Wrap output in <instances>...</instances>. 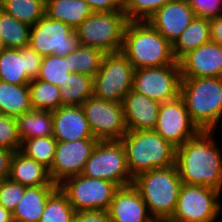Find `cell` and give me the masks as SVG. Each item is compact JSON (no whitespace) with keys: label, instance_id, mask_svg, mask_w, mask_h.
Returning <instances> with one entry per match:
<instances>
[{"label":"cell","instance_id":"obj_25","mask_svg":"<svg viewBox=\"0 0 222 222\" xmlns=\"http://www.w3.org/2000/svg\"><path fill=\"white\" fill-rule=\"evenodd\" d=\"M210 41V18L196 16L172 44L173 55L179 61L188 52Z\"/></svg>","mask_w":222,"mask_h":222},{"label":"cell","instance_id":"obj_42","mask_svg":"<svg viewBox=\"0 0 222 222\" xmlns=\"http://www.w3.org/2000/svg\"><path fill=\"white\" fill-rule=\"evenodd\" d=\"M14 151L0 148V181L8 179Z\"/></svg>","mask_w":222,"mask_h":222},{"label":"cell","instance_id":"obj_22","mask_svg":"<svg viewBox=\"0 0 222 222\" xmlns=\"http://www.w3.org/2000/svg\"><path fill=\"white\" fill-rule=\"evenodd\" d=\"M8 178L26 187L56 185L50 178L48 168L26 156L20 150L13 153Z\"/></svg>","mask_w":222,"mask_h":222},{"label":"cell","instance_id":"obj_5","mask_svg":"<svg viewBox=\"0 0 222 222\" xmlns=\"http://www.w3.org/2000/svg\"><path fill=\"white\" fill-rule=\"evenodd\" d=\"M120 140L133 178L155 168L175 165V147L154 130L127 131Z\"/></svg>","mask_w":222,"mask_h":222},{"label":"cell","instance_id":"obj_21","mask_svg":"<svg viewBox=\"0 0 222 222\" xmlns=\"http://www.w3.org/2000/svg\"><path fill=\"white\" fill-rule=\"evenodd\" d=\"M53 137L58 142L93 138L81 106H61L52 111Z\"/></svg>","mask_w":222,"mask_h":222},{"label":"cell","instance_id":"obj_32","mask_svg":"<svg viewBox=\"0 0 222 222\" xmlns=\"http://www.w3.org/2000/svg\"><path fill=\"white\" fill-rule=\"evenodd\" d=\"M30 101L33 110L55 111L61 107L60 88L39 79L29 83Z\"/></svg>","mask_w":222,"mask_h":222},{"label":"cell","instance_id":"obj_9","mask_svg":"<svg viewBox=\"0 0 222 222\" xmlns=\"http://www.w3.org/2000/svg\"><path fill=\"white\" fill-rule=\"evenodd\" d=\"M221 196L216 189L183 183L171 218L179 222H217L222 214Z\"/></svg>","mask_w":222,"mask_h":222},{"label":"cell","instance_id":"obj_36","mask_svg":"<svg viewBox=\"0 0 222 222\" xmlns=\"http://www.w3.org/2000/svg\"><path fill=\"white\" fill-rule=\"evenodd\" d=\"M172 0H124L128 21H147L158 9Z\"/></svg>","mask_w":222,"mask_h":222},{"label":"cell","instance_id":"obj_23","mask_svg":"<svg viewBox=\"0 0 222 222\" xmlns=\"http://www.w3.org/2000/svg\"><path fill=\"white\" fill-rule=\"evenodd\" d=\"M58 185L29 186L12 212L14 222H39L48 198Z\"/></svg>","mask_w":222,"mask_h":222},{"label":"cell","instance_id":"obj_8","mask_svg":"<svg viewBox=\"0 0 222 222\" xmlns=\"http://www.w3.org/2000/svg\"><path fill=\"white\" fill-rule=\"evenodd\" d=\"M82 175L99 178L117 184L119 187L133 184L121 140L99 141L87 160Z\"/></svg>","mask_w":222,"mask_h":222},{"label":"cell","instance_id":"obj_19","mask_svg":"<svg viewBox=\"0 0 222 222\" xmlns=\"http://www.w3.org/2000/svg\"><path fill=\"white\" fill-rule=\"evenodd\" d=\"M108 213L111 222H155L140 192L133 184L116 190Z\"/></svg>","mask_w":222,"mask_h":222},{"label":"cell","instance_id":"obj_14","mask_svg":"<svg viewBox=\"0 0 222 222\" xmlns=\"http://www.w3.org/2000/svg\"><path fill=\"white\" fill-rule=\"evenodd\" d=\"M153 130L175 148L180 147L200 132L191 120L185 103L180 96L161 103Z\"/></svg>","mask_w":222,"mask_h":222},{"label":"cell","instance_id":"obj_26","mask_svg":"<svg viewBox=\"0 0 222 222\" xmlns=\"http://www.w3.org/2000/svg\"><path fill=\"white\" fill-rule=\"evenodd\" d=\"M31 110L29 84L14 85L0 80V114L17 118Z\"/></svg>","mask_w":222,"mask_h":222},{"label":"cell","instance_id":"obj_12","mask_svg":"<svg viewBox=\"0 0 222 222\" xmlns=\"http://www.w3.org/2000/svg\"><path fill=\"white\" fill-rule=\"evenodd\" d=\"M181 81L179 64L138 68L134 71L132 90L163 103L180 96Z\"/></svg>","mask_w":222,"mask_h":222},{"label":"cell","instance_id":"obj_46","mask_svg":"<svg viewBox=\"0 0 222 222\" xmlns=\"http://www.w3.org/2000/svg\"><path fill=\"white\" fill-rule=\"evenodd\" d=\"M4 49H5V46H4L1 36H0V52L3 51Z\"/></svg>","mask_w":222,"mask_h":222},{"label":"cell","instance_id":"obj_28","mask_svg":"<svg viewBox=\"0 0 222 222\" xmlns=\"http://www.w3.org/2000/svg\"><path fill=\"white\" fill-rule=\"evenodd\" d=\"M61 106H81L93 96V77L80 73H70L60 88Z\"/></svg>","mask_w":222,"mask_h":222},{"label":"cell","instance_id":"obj_1","mask_svg":"<svg viewBox=\"0 0 222 222\" xmlns=\"http://www.w3.org/2000/svg\"><path fill=\"white\" fill-rule=\"evenodd\" d=\"M215 131H200L175 148V166L182 183L206 186L222 193V150Z\"/></svg>","mask_w":222,"mask_h":222},{"label":"cell","instance_id":"obj_16","mask_svg":"<svg viewBox=\"0 0 222 222\" xmlns=\"http://www.w3.org/2000/svg\"><path fill=\"white\" fill-rule=\"evenodd\" d=\"M43 56L30 46L5 48L0 52V80L14 85L29 84L40 72Z\"/></svg>","mask_w":222,"mask_h":222},{"label":"cell","instance_id":"obj_13","mask_svg":"<svg viewBox=\"0 0 222 222\" xmlns=\"http://www.w3.org/2000/svg\"><path fill=\"white\" fill-rule=\"evenodd\" d=\"M93 137L99 141L120 140L127 132L123 106L94 95L81 105Z\"/></svg>","mask_w":222,"mask_h":222},{"label":"cell","instance_id":"obj_45","mask_svg":"<svg viewBox=\"0 0 222 222\" xmlns=\"http://www.w3.org/2000/svg\"><path fill=\"white\" fill-rule=\"evenodd\" d=\"M155 222H179V221L173 220L172 218H166V219H161Z\"/></svg>","mask_w":222,"mask_h":222},{"label":"cell","instance_id":"obj_20","mask_svg":"<svg viewBox=\"0 0 222 222\" xmlns=\"http://www.w3.org/2000/svg\"><path fill=\"white\" fill-rule=\"evenodd\" d=\"M127 131L153 130L161 103L131 90L122 102Z\"/></svg>","mask_w":222,"mask_h":222},{"label":"cell","instance_id":"obj_40","mask_svg":"<svg viewBox=\"0 0 222 222\" xmlns=\"http://www.w3.org/2000/svg\"><path fill=\"white\" fill-rule=\"evenodd\" d=\"M72 222H111V219L105 210H83L74 213Z\"/></svg>","mask_w":222,"mask_h":222},{"label":"cell","instance_id":"obj_2","mask_svg":"<svg viewBox=\"0 0 222 222\" xmlns=\"http://www.w3.org/2000/svg\"><path fill=\"white\" fill-rule=\"evenodd\" d=\"M121 52L134 69L179 64L172 44L147 21H128Z\"/></svg>","mask_w":222,"mask_h":222},{"label":"cell","instance_id":"obj_29","mask_svg":"<svg viewBox=\"0 0 222 222\" xmlns=\"http://www.w3.org/2000/svg\"><path fill=\"white\" fill-rule=\"evenodd\" d=\"M31 26L0 9V36L5 48L20 49L29 46Z\"/></svg>","mask_w":222,"mask_h":222},{"label":"cell","instance_id":"obj_18","mask_svg":"<svg viewBox=\"0 0 222 222\" xmlns=\"http://www.w3.org/2000/svg\"><path fill=\"white\" fill-rule=\"evenodd\" d=\"M195 17L187 0H172L158 9L147 22L173 44Z\"/></svg>","mask_w":222,"mask_h":222},{"label":"cell","instance_id":"obj_33","mask_svg":"<svg viewBox=\"0 0 222 222\" xmlns=\"http://www.w3.org/2000/svg\"><path fill=\"white\" fill-rule=\"evenodd\" d=\"M56 146L57 140L53 136L36 137L23 140L20 151L50 169L55 158Z\"/></svg>","mask_w":222,"mask_h":222},{"label":"cell","instance_id":"obj_11","mask_svg":"<svg viewBox=\"0 0 222 222\" xmlns=\"http://www.w3.org/2000/svg\"><path fill=\"white\" fill-rule=\"evenodd\" d=\"M80 45L76 31L64 22L44 15L30 28L29 46L41 56L64 57Z\"/></svg>","mask_w":222,"mask_h":222},{"label":"cell","instance_id":"obj_43","mask_svg":"<svg viewBox=\"0 0 222 222\" xmlns=\"http://www.w3.org/2000/svg\"><path fill=\"white\" fill-rule=\"evenodd\" d=\"M210 39L222 46V15L210 18Z\"/></svg>","mask_w":222,"mask_h":222},{"label":"cell","instance_id":"obj_38","mask_svg":"<svg viewBox=\"0 0 222 222\" xmlns=\"http://www.w3.org/2000/svg\"><path fill=\"white\" fill-rule=\"evenodd\" d=\"M25 188L26 186L9 178L0 181V205L13 212L18 202L22 199Z\"/></svg>","mask_w":222,"mask_h":222},{"label":"cell","instance_id":"obj_3","mask_svg":"<svg viewBox=\"0 0 222 222\" xmlns=\"http://www.w3.org/2000/svg\"><path fill=\"white\" fill-rule=\"evenodd\" d=\"M180 97L200 131H215L222 121V77L182 78Z\"/></svg>","mask_w":222,"mask_h":222},{"label":"cell","instance_id":"obj_35","mask_svg":"<svg viewBox=\"0 0 222 222\" xmlns=\"http://www.w3.org/2000/svg\"><path fill=\"white\" fill-rule=\"evenodd\" d=\"M67 68L68 55L64 57L55 54L44 56L39 75L36 79L62 88V84L65 83L67 75L70 74Z\"/></svg>","mask_w":222,"mask_h":222},{"label":"cell","instance_id":"obj_34","mask_svg":"<svg viewBox=\"0 0 222 222\" xmlns=\"http://www.w3.org/2000/svg\"><path fill=\"white\" fill-rule=\"evenodd\" d=\"M75 210L58 188L47 200L39 222H72Z\"/></svg>","mask_w":222,"mask_h":222},{"label":"cell","instance_id":"obj_6","mask_svg":"<svg viewBox=\"0 0 222 222\" xmlns=\"http://www.w3.org/2000/svg\"><path fill=\"white\" fill-rule=\"evenodd\" d=\"M127 23L124 11L93 12L75 31L80 45L115 53L122 50Z\"/></svg>","mask_w":222,"mask_h":222},{"label":"cell","instance_id":"obj_31","mask_svg":"<svg viewBox=\"0 0 222 222\" xmlns=\"http://www.w3.org/2000/svg\"><path fill=\"white\" fill-rule=\"evenodd\" d=\"M104 53L99 49L79 45L68 54V72L80 73L94 77L100 69Z\"/></svg>","mask_w":222,"mask_h":222},{"label":"cell","instance_id":"obj_41","mask_svg":"<svg viewBox=\"0 0 222 222\" xmlns=\"http://www.w3.org/2000/svg\"><path fill=\"white\" fill-rule=\"evenodd\" d=\"M93 12L123 11L124 0H84Z\"/></svg>","mask_w":222,"mask_h":222},{"label":"cell","instance_id":"obj_27","mask_svg":"<svg viewBox=\"0 0 222 222\" xmlns=\"http://www.w3.org/2000/svg\"><path fill=\"white\" fill-rule=\"evenodd\" d=\"M21 140L53 136L52 111L31 110L16 118Z\"/></svg>","mask_w":222,"mask_h":222},{"label":"cell","instance_id":"obj_10","mask_svg":"<svg viewBox=\"0 0 222 222\" xmlns=\"http://www.w3.org/2000/svg\"><path fill=\"white\" fill-rule=\"evenodd\" d=\"M75 212L83 210L108 211L119 186L113 182L89 178L82 174L67 178L58 185Z\"/></svg>","mask_w":222,"mask_h":222},{"label":"cell","instance_id":"obj_24","mask_svg":"<svg viewBox=\"0 0 222 222\" xmlns=\"http://www.w3.org/2000/svg\"><path fill=\"white\" fill-rule=\"evenodd\" d=\"M92 13L93 10L84 0L45 1V15L68 24L74 30Z\"/></svg>","mask_w":222,"mask_h":222},{"label":"cell","instance_id":"obj_30","mask_svg":"<svg viewBox=\"0 0 222 222\" xmlns=\"http://www.w3.org/2000/svg\"><path fill=\"white\" fill-rule=\"evenodd\" d=\"M46 0H0V9L30 26L45 15Z\"/></svg>","mask_w":222,"mask_h":222},{"label":"cell","instance_id":"obj_17","mask_svg":"<svg viewBox=\"0 0 222 222\" xmlns=\"http://www.w3.org/2000/svg\"><path fill=\"white\" fill-rule=\"evenodd\" d=\"M178 62L182 78L222 77V46L210 41Z\"/></svg>","mask_w":222,"mask_h":222},{"label":"cell","instance_id":"obj_4","mask_svg":"<svg viewBox=\"0 0 222 222\" xmlns=\"http://www.w3.org/2000/svg\"><path fill=\"white\" fill-rule=\"evenodd\" d=\"M182 184L175 165L140 173L133 180L155 221L172 217Z\"/></svg>","mask_w":222,"mask_h":222},{"label":"cell","instance_id":"obj_7","mask_svg":"<svg viewBox=\"0 0 222 222\" xmlns=\"http://www.w3.org/2000/svg\"><path fill=\"white\" fill-rule=\"evenodd\" d=\"M134 66L121 52L104 54L100 69L93 77V95L122 104L133 88Z\"/></svg>","mask_w":222,"mask_h":222},{"label":"cell","instance_id":"obj_15","mask_svg":"<svg viewBox=\"0 0 222 222\" xmlns=\"http://www.w3.org/2000/svg\"><path fill=\"white\" fill-rule=\"evenodd\" d=\"M98 142L94 137L67 142L57 141L55 158L49 169L54 184L59 185L67 178L81 174Z\"/></svg>","mask_w":222,"mask_h":222},{"label":"cell","instance_id":"obj_37","mask_svg":"<svg viewBox=\"0 0 222 222\" xmlns=\"http://www.w3.org/2000/svg\"><path fill=\"white\" fill-rule=\"evenodd\" d=\"M21 143L16 118L0 114V148L15 152L20 150Z\"/></svg>","mask_w":222,"mask_h":222},{"label":"cell","instance_id":"obj_44","mask_svg":"<svg viewBox=\"0 0 222 222\" xmlns=\"http://www.w3.org/2000/svg\"><path fill=\"white\" fill-rule=\"evenodd\" d=\"M0 222H13L12 212L0 205Z\"/></svg>","mask_w":222,"mask_h":222},{"label":"cell","instance_id":"obj_39","mask_svg":"<svg viewBox=\"0 0 222 222\" xmlns=\"http://www.w3.org/2000/svg\"><path fill=\"white\" fill-rule=\"evenodd\" d=\"M198 17L213 18L222 15V0H187Z\"/></svg>","mask_w":222,"mask_h":222}]
</instances>
